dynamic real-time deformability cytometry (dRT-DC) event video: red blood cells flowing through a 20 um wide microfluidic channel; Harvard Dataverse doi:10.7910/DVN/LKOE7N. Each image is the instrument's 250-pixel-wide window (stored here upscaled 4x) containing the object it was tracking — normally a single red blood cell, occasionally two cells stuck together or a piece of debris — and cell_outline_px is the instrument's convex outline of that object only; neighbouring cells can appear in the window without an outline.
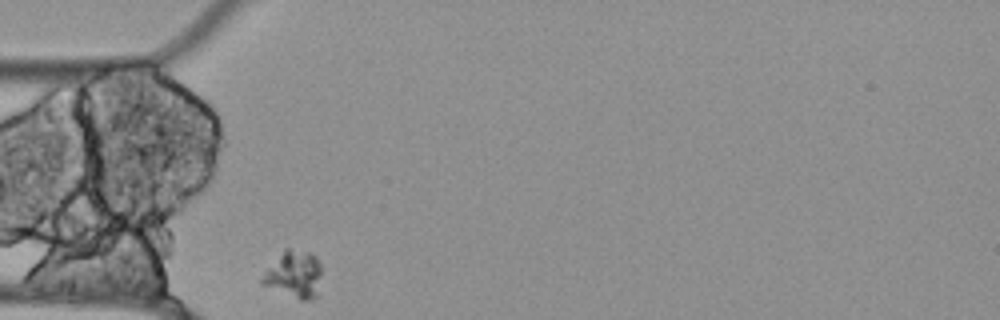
{"species": "Egyptian fruit bat (a non-hibernating species)", "species_latin": "Rousettus aegyptiacus", "temperature_condition": "cold", "stored_images_in_passage": 33, "camera_frame_rate_fps": 3000, "um_per_image_px": 0.085, "animal": {"sex": "female"}, "frame": {"image": 1, "passage_image": 1, "time_ms": 0.0, "image_size_px": [1000, 320], "cell_outline_px": [[320, 272], [316, 296], [308, 300], [300, 300], [260, 284], [260, 280], [264, 272], [284, 248], [288, 248], [312, 252], [316, 256], [320, 264]], "centroid_in_image_um": [24.96, 23.3], "position_along_channel_um": 60.0, "area_um2": 16.24}}
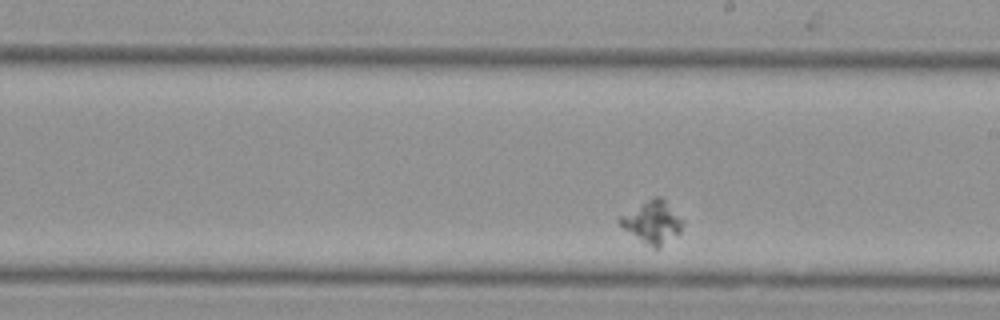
{"frame": {"image": 2, "passage_image": 18, "time_ms": 5.667, "image_size_px": [1000, 320], "cell_outline_px": [[684, 224], [680, 232], [660, 248], [652, 248], [624, 228], [616, 220], [620, 216], [648, 200], [656, 196], [660, 196], [684, 220]], "centroid_in_image_um": [55.49, 18.9], "position_along_channel_um": 233.5, "area_um2": 15.14}}
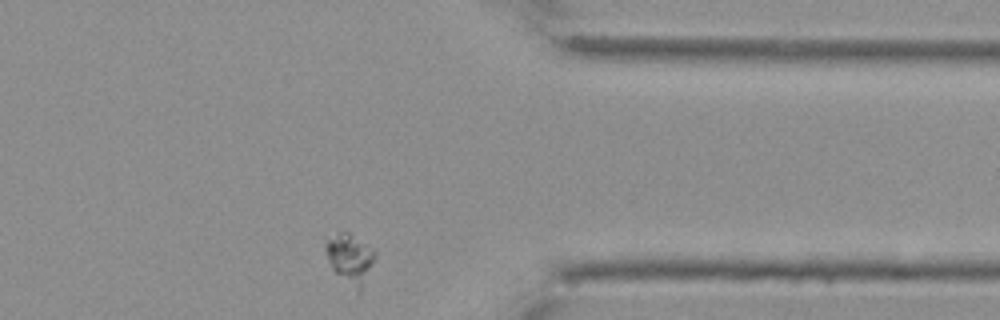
{"frame": {"image": 3, "passage_image": 33, "time_ms": 10.667, "image_size_px": [1000, 320], "cell_outline_px": [[376, 256], [360, 292], [356, 296], [332, 268], [328, 260], [324, 248], [324, 244], [328, 240], [340, 232], [348, 232], [372, 248], [376, 252]], "centroid_in_image_um": [29.76, 22.05], "position_along_channel_um": 381.6, "area_um2": 14.33}}